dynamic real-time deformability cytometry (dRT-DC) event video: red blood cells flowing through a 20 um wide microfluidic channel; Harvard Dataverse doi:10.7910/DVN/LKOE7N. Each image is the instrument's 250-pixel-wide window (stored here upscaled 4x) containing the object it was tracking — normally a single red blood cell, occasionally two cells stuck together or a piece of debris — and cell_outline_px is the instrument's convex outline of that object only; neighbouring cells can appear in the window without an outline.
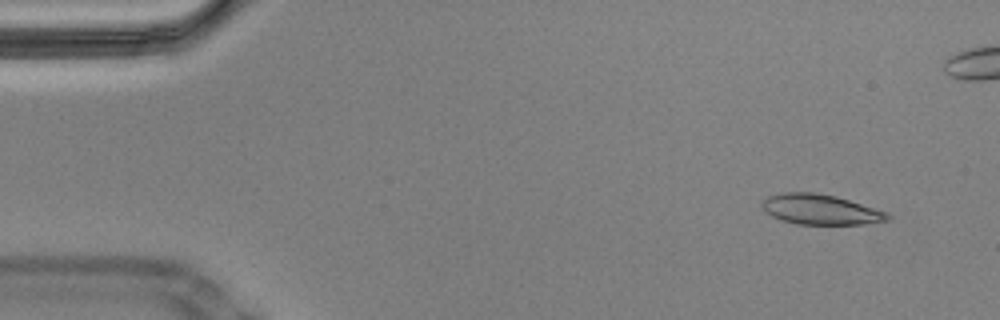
{"species": "Egyptian fruit bat (a non-hibernating species)", "species_latin": "Rousettus aegyptiacus", "temperature_condition": "cold", "stored_images_in_passage": 16, "camera_frame_rate_fps": 3000, "um_per_image_px": 0.085, "animal": {"sex": "male"}, "frame": {"image": 1, "passage_image": 5, "time_ms": 1.333, "image_size_px": [1000, 320], "cell_outline_px": [[892, 216], [888, 220], [860, 224], [796, 224], [780, 220], [772, 216], [760, 204], [768, 196], [784, 192], [812, 192], [836, 196], [884, 212]], "centroid_in_image_um": [69.68, 17.8], "position_along_channel_um": 15.3, "area_um2": 21.68}}